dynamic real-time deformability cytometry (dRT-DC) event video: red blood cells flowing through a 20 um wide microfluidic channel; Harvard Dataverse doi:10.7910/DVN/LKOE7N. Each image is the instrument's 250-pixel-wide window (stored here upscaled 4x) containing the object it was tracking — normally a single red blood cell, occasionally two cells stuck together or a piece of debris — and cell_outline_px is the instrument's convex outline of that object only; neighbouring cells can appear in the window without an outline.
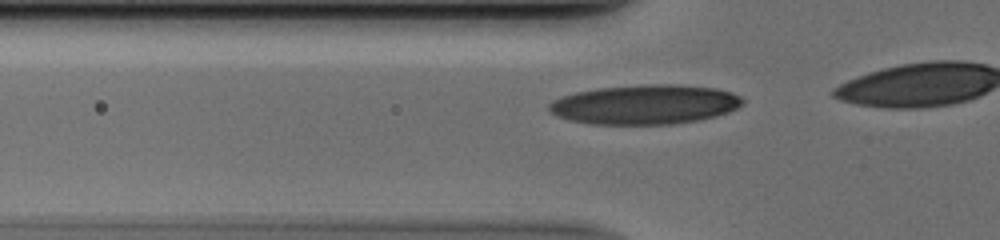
{"species": "human", "species_latin": "Homo sapiens", "temperature_condition": "cold", "stored_images_in_passage": 7, "camera_frame_rate_fps": 3000, "um_per_image_px": 0.085, "donor": {"sex": "male"}, "frame": {"image": 1, "passage_image": 2, "time_ms": 0.333, "image_size_px": [1000, 240], "cell_outline_px": [[744, 104], [728, 112], [716, 116], [700, 120], [672, 124], [592, 124], [568, 120], [556, 116], [548, 112], [548, 104], [552, 100], [576, 92], [596, 88], [648, 84], [672, 84], [716, 88], [732, 92], [740, 96], [744, 100]], "centroid_in_image_um": [54.81, 8.88], "position_along_channel_um": 71.0, "area_um2": 44.85}}